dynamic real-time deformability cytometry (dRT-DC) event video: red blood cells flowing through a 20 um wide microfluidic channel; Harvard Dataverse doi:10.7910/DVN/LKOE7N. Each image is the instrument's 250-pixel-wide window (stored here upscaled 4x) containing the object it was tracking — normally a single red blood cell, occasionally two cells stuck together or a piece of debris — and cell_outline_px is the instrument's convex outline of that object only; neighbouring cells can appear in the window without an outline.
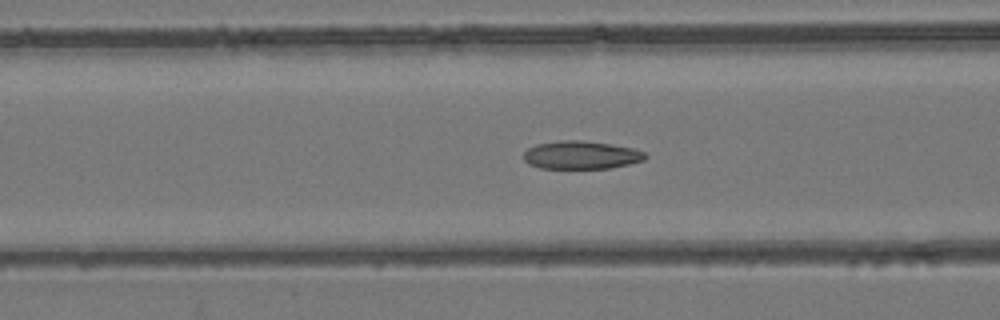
{"species": "common noctule bat (a hibernating species)", "species_latin": "Nyctalus noctula", "temperature_condition": "room temperature", "stored_images_in_passage": 54, "camera_frame_rate_fps": 3000, "um_per_image_px": 0.085, "animal": {"sex": "female", "body_mass_g": 24.6, "forearm_length_mm": 56.2}, "frame": {"image": 1, "passage_image": 22, "time_ms": 7.0, "image_size_px": [1000, 320], "cell_outline_px": [[648, 156], [644, 160], [628, 164], [608, 168], [540, 168], [528, 164], [524, 160], [524, 152], [528, 148], [536, 144], [560, 140], [584, 140], [612, 144], [632, 148], [644, 152]], "centroid_in_image_um": [49.38, 13.17], "position_along_channel_um": 117.2, "area_um2": 19.94}}
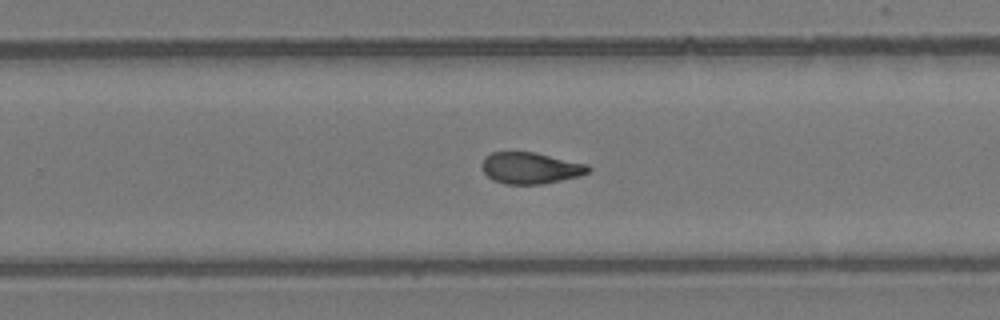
{"frame": {"image": 2, "passage_image": 35, "time_ms": 11.333, "image_size_px": [1000, 320], "cell_outline_px": [[592, 168], [588, 172], [580, 176], [544, 184], [504, 184], [492, 180], [484, 172], [480, 164], [484, 156], [492, 152], [536, 152], [588, 164]], "centroid_in_image_um": [45.09, 14.28], "position_along_channel_um": 284.7, "area_um2": 19.77}}
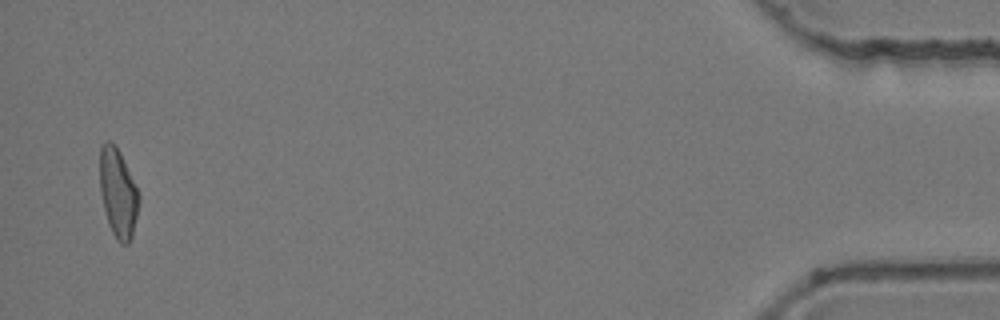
{"frame": {"image": 3, "passage_image": 53, "time_ms": 17.333, "image_size_px": [1000, 320], "cell_outline_px": [[140, 200], [132, 236], [128, 244], [120, 244], [116, 240], [108, 224], [100, 192], [100, 148], [104, 140], [108, 140], [116, 144], [124, 160], [140, 196]], "centroid_in_image_um": [10.02, 16.39], "position_along_channel_um": 425.2, "area_um2": 20.29}, "authors_computed_cell_mechanics": {"area_um2": 20.23, "velocity_mm_per_s": 3.8764, "shape_relaxation_time_tau1_ms": null, "shape_relaxation_time_tau2_ms": 2.2103, "deformation_change_tau1": null, "deformation_change_tau2": 0.087}}